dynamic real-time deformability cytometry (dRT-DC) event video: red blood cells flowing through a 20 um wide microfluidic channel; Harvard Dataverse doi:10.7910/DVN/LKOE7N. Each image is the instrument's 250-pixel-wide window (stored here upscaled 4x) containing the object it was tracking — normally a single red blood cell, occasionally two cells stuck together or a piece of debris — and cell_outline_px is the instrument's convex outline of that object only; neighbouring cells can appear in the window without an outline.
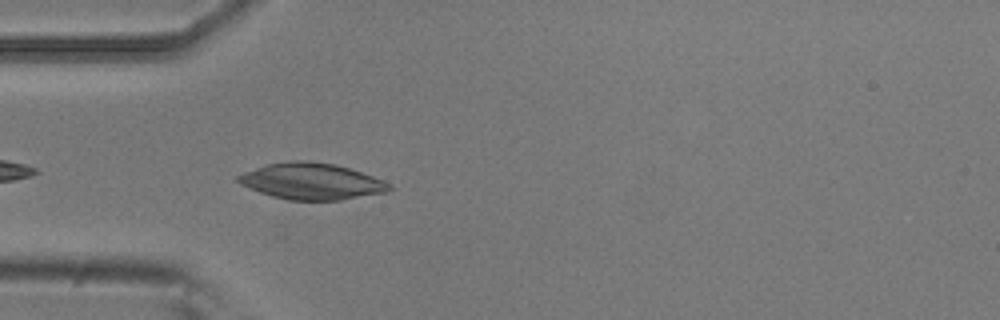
{"species": "common noctule bat (a hibernating species)", "species_latin": "Nyctalus noctula", "temperature_condition": "room temperature", "stored_images_in_passage": 5, "camera_frame_rate_fps": 3000, "um_per_image_px": 0.085, "animal": {"sex": "male", "body_mass_g": 20.5, "forearm_length_mm": 52.5}, "frame": {"image": 1, "passage_image": 5, "time_ms": 1.333, "image_size_px": [1000, 320], "cell_outline_px": [[392, 188], [388, 192], [340, 200], [288, 200], [272, 196], [260, 192], [240, 184], [236, 180], [236, 176], [244, 172], [264, 164], [288, 160], [312, 160], [336, 164], [384, 180], [392, 184]], "centroid_in_image_um": [26.47, 15.4], "position_along_channel_um": 58.5, "area_um2": 32.31}}